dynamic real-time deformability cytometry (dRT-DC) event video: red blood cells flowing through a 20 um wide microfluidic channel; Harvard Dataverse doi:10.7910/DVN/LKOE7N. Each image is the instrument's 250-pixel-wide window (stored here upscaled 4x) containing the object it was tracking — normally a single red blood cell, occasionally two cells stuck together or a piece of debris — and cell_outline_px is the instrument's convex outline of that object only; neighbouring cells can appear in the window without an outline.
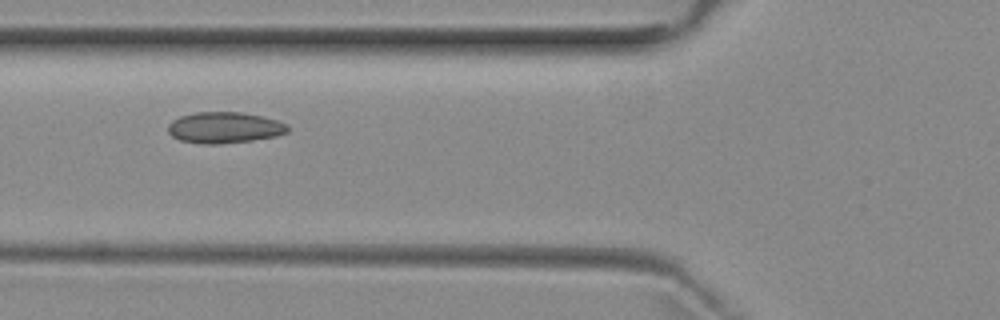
{"species": "common noctule bat (a hibernating species)", "species_latin": "Nyctalus noctula", "temperature_condition": "room temperature", "stored_images_in_passage": 6, "camera_frame_rate_fps": 3000, "um_per_image_px": 0.085, "animal": {"sex": "female", "body_mass_g": 29.2, "forearm_length_mm": 56.3}, "frame": {"image": 1, "passage_image": 4, "time_ms": 3.333, "image_size_px": [1000, 320], "cell_outline_px": [[288, 132], [276, 136], [252, 140], [220, 144], [200, 144], [180, 140], [172, 136], [168, 132], [168, 124], [172, 120], [180, 116], [196, 112], [240, 112], [264, 116], [288, 124]], "centroid_in_image_um": [19.07, 10.84], "position_along_channel_um": 106.7, "area_um2": 21.85}}
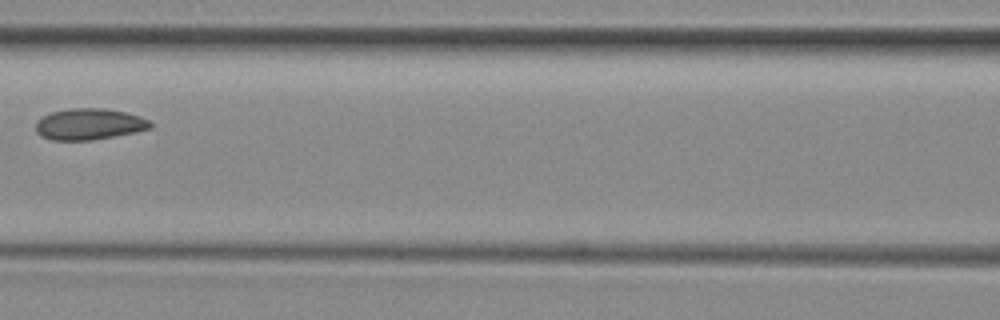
{"frame": {"image": 2, "passage_image": 5, "time_ms": 4.667, "image_size_px": [1000, 320], "cell_outline_px": [[152, 128], [136, 132], [92, 140], [52, 140], [40, 136], [36, 132], [36, 120], [52, 112], [68, 108], [104, 108], [124, 112], [140, 116], [148, 120], [152, 124]], "centroid_in_image_um": [7.57, 10.55], "position_along_channel_um": 159.0, "area_um2": 20.92}}
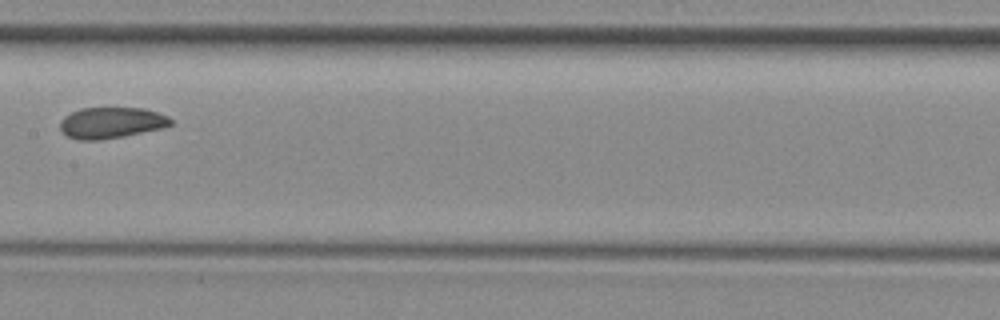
{"frame": {"image": 3, "passage_image": 6, "time_ms": 5.667, "image_size_px": [1000, 320], "cell_outline_px": [[172, 124], [164, 128], [124, 136], [96, 140], [80, 140], [68, 136], [60, 128], [60, 120], [64, 116], [80, 108], [144, 108], [168, 116], [172, 120]], "centroid_in_image_um": [9.47, 10.43], "position_along_channel_um": 197.9, "area_um2": 20.0}}